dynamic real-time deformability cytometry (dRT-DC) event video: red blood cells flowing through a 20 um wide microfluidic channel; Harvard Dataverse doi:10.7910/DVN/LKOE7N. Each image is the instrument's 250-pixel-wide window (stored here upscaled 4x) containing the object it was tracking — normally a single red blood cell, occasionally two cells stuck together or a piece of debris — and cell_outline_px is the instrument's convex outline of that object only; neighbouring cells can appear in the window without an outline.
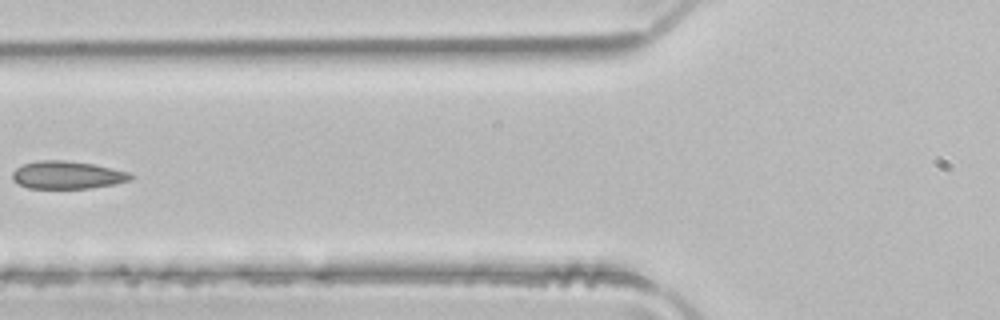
{"species": "common noctule bat (a hibernating species)", "species_latin": "Nyctalus noctula", "temperature_condition": "room temperature", "stored_images_in_passage": 5, "camera_frame_rate_fps": 3000, "um_per_image_px": 0.085, "animal": {"sex": "male", "body_mass_g": 21.5, "forearm_length_mm": 52.0}, "frame": {"image": 1, "passage_image": 5, "time_ms": 1.333, "image_size_px": [1000, 320], "cell_outline_px": [[132, 180], [92, 188], [28, 188], [16, 184], [12, 180], [12, 172], [16, 168], [24, 164], [40, 160], [64, 160], [92, 164], [112, 168], [128, 172], [132, 176]], "centroid_in_image_um": [5.67, 14.88], "position_along_channel_um": 120.1, "area_um2": 19.07}}